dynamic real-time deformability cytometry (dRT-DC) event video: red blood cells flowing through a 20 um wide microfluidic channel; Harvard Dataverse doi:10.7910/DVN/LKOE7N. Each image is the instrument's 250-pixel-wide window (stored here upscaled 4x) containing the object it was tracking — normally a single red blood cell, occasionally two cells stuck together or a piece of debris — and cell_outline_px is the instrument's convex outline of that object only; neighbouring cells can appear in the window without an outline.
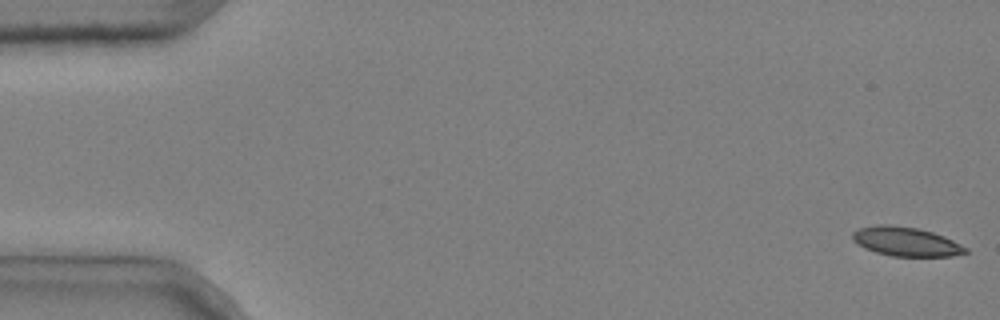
{"species": "common noctule bat (a hibernating species)", "species_latin": "Nyctalus noctula", "temperature_condition": "cold", "stored_images_in_passage": 5, "camera_frame_rate_fps": 3000, "um_per_image_px": 0.085, "animal": {"sex": "male", "body_mass_g": 20.4}, "frame": {"image": 1, "passage_image": 1, "time_ms": 0.0, "image_size_px": [1000, 320], "cell_outline_px": [[968, 252], [952, 256], [892, 256], [876, 252], [864, 248], [852, 240], [852, 232], [860, 228], [876, 224], [888, 224], [916, 228], [932, 232], [944, 236], [968, 248]], "centroid_in_image_um": [76.99, 20.53], "position_along_channel_um": 8.0, "area_um2": 19.13}}
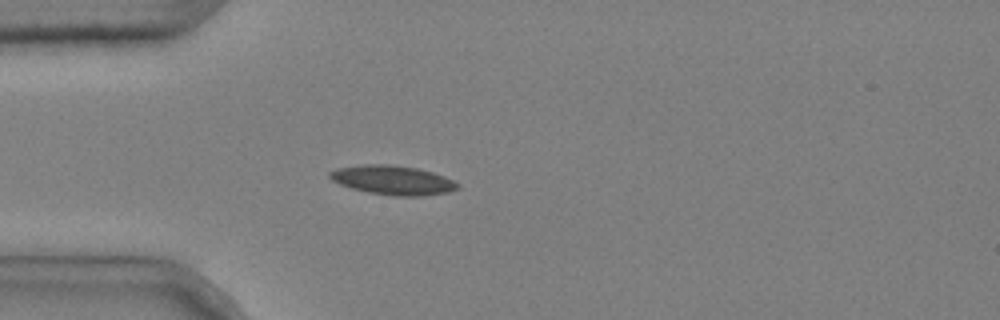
{"frame": {"image": 2, "passage_image": 5, "time_ms": 1.333, "image_size_px": [1000, 320], "cell_outline_px": [[460, 188], [448, 192], [424, 196], [392, 196], [368, 192], [352, 188], [340, 184], [332, 180], [328, 176], [328, 172], [336, 168], [364, 164], [388, 164], [416, 168], [432, 172], [444, 176], [460, 184]], "centroid_in_image_um": [33.39, 15.31], "position_along_channel_um": 51.6, "area_um2": 21.85}}